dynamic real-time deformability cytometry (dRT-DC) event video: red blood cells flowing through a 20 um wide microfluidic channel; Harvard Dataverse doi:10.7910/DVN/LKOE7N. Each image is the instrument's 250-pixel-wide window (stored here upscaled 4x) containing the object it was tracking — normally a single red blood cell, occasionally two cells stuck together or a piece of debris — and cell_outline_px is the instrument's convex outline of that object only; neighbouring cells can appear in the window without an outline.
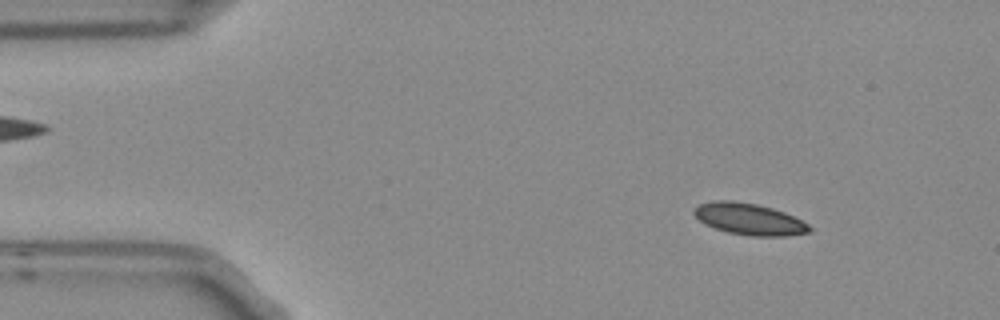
{"species": "Egyptian fruit bat (a non-hibernating species)", "species_latin": "Rousettus aegyptiacus", "temperature_condition": "room temperature", "stored_images_in_passage": 8, "camera_frame_rate_fps": 3000, "um_per_image_px": 0.085, "frame": {"image": 1, "passage_image": 1, "time_ms": 0.0, "image_size_px": [1000, 320], "cell_outline_px": [[812, 232], [784, 236], [752, 236], [728, 232], [716, 228], [700, 220], [692, 212], [692, 208], [700, 204], [712, 200], [732, 200], [756, 204], [772, 208], [784, 212], [808, 224], [812, 228]], "centroid_in_image_um": [63.68, 18.61], "position_along_channel_um": 21.3, "area_um2": 21.1}}
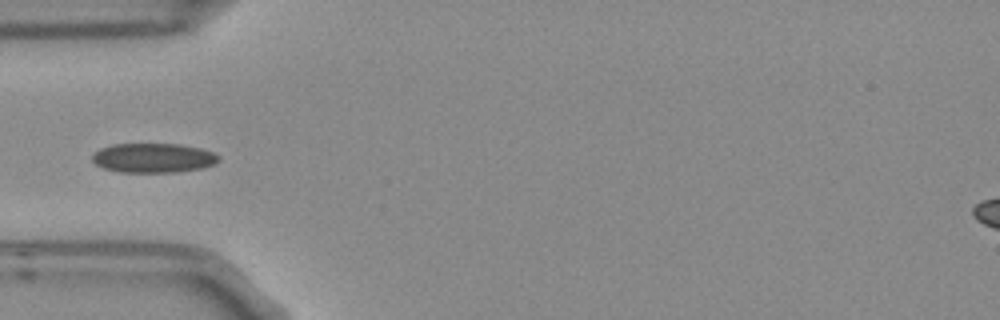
{"frame": {"image": 2, "passage_image": 4, "time_ms": 1.0, "image_size_px": [1000, 320], "cell_outline_px": [[220, 160], [212, 164], [200, 168], [176, 172], [120, 172], [104, 168], [96, 164], [92, 160], [92, 156], [100, 148], [112, 144], [176, 144], [200, 148], [212, 152], [220, 156]], "centroid_in_image_um": [13.02, 13.42], "position_along_channel_um": 72.0, "area_um2": 21.5}}
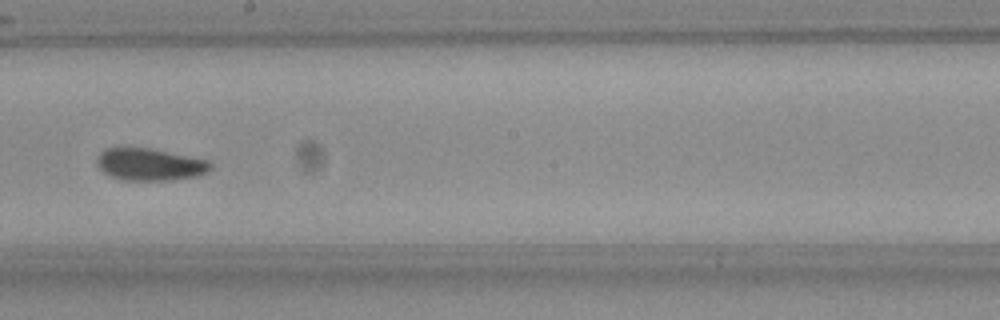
{"frame": {"image": 3, "passage_image": 8, "time_ms": 2.333, "image_size_px": [1000, 320], "cell_outline_px": [[212, 168], [208, 172], [196, 176], [172, 180], [124, 180], [108, 176], [96, 164], [96, 156], [104, 148], [148, 148], [204, 160], [212, 164]], "centroid_in_image_um": [12.67, 13.99], "position_along_channel_um": 235.5, "area_um2": 21.1}}